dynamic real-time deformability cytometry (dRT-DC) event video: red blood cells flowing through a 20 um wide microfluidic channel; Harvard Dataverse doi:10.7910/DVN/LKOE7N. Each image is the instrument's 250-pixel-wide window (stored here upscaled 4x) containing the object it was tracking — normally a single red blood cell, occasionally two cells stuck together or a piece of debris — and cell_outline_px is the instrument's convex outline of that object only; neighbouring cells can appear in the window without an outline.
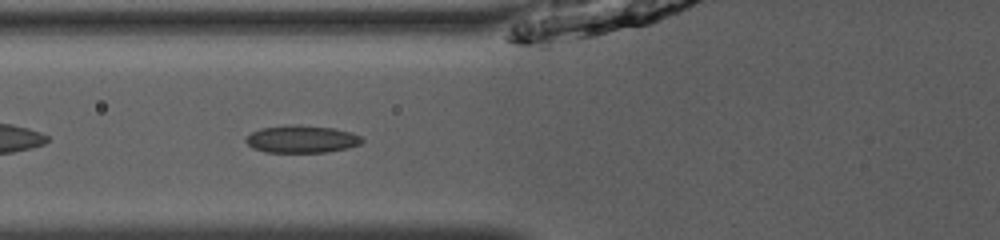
{"species": "common noctule bat (a hibernating species)", "species_latin": "Nyctalus noctula", "temperature_condition": "room temperature", "stored_images_in_passage": 37, "camera_frame_rate_fps": 3000, "um_per_image_px": 0.085, "animal": {"sex": "male", "body_mass_g": 13.0, "forearm_length_mm": 53.1}, "frame": {"image": 1, "passage_image": 6, "time_ms": 1.667, "image_size_px": [1000, 240], "cell_outline_px": [[364, 140], [360, 144], [348, 148], [328, 152], [264, 152], [252, 148], [244, 140], [252, 132], [260, 128], [296, 124], [332, 128], [352, 132], [360, 136]], "centroid_in_image_um": [25.64, 11.83], "position_along_channel_um": 100.2, "area_um2": 18.61}}
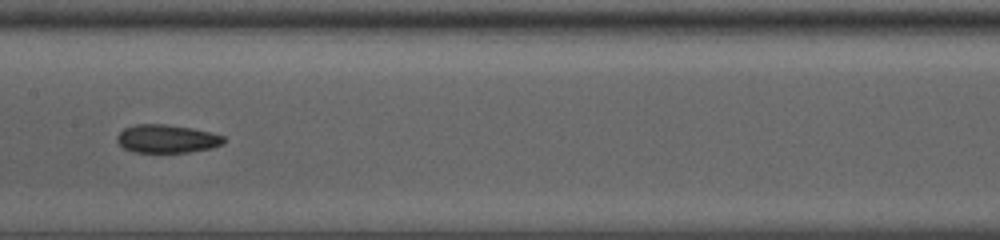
{"frame": {"image": 2, "passage_image": 13, "time_ms": 4.0, "image_size_px": [1000, 240], "cell_outline_px": [[228, 140], [224, 144], [212, 148], [188, 152], [132, 152], [124, 148], [116, 140], [116, 136], [124, 128], [136, 124], [164, 124], [192, 128], [212, 132], [224, 136]], "centroid_in_image_um": [14.22, 11.79], "position_along_channel_um": 193.2, "area_um2": 17.74}}
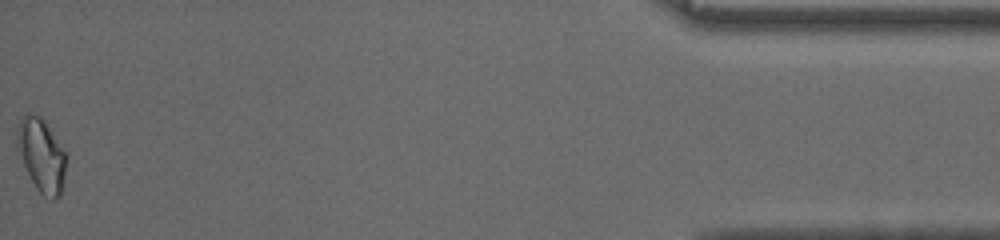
{"frame": {"image": 3, "passage_image": 37, "time_ms": 12.0, "image_size_px": [1000, 240], "cell_outline_px": [[68, 156], [60, 196], [56, 200], [52, 200], [44, 196], [36, 188], [24, 164], [20, 152], [16, 136], [16, 132], [20, 120], [24, 112], [28, 112], [40, 116], [44, 120], [68, 152]], "centroid_in_image_um": [3.58, 13.16], "position_along_channel_um": 431.6, "area_um2": 21.1}, "authors_computed_cell_mechanics": {"area_um2": 17.8602, "velocity_mm_per_s": 3.9467, "shape_relaxation_time_tau1_ms": null, "shape_relaxation_time_tau2_ms": 4.2741, "deformation_change_tau1": null, "deformation_change_tau2": 0.0692}}